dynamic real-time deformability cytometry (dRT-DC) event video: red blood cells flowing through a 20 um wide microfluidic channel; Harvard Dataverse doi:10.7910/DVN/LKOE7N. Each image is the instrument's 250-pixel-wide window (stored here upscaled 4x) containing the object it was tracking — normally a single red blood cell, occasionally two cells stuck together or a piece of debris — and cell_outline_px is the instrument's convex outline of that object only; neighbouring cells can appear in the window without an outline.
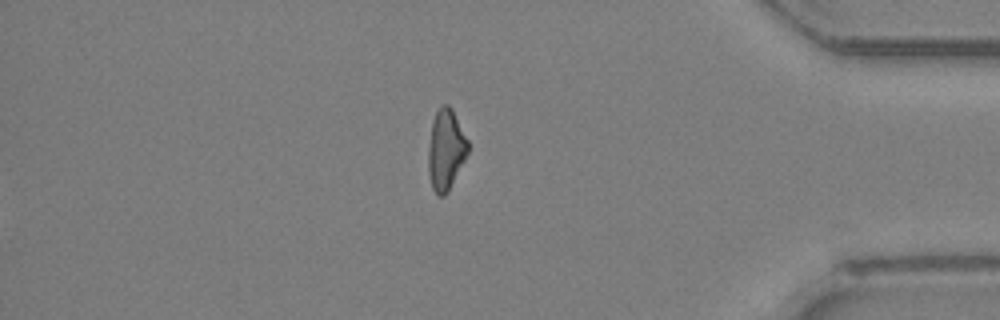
{"species": "Egyptian fruit bat (a non-hibernating species)", "species_latin": "Rousettus aegyptiacus", "temperature_condition": "room temperature", "stored_images_in_passage": 26, "segment_of_instrument_passage": [2, 2], "camera_frame_rate_fps": 3000, "um_per_image_px": 0.085, "animal": {"sex": "female"}, "frame": {"image": 1, "passage_image": 26, "time_ms": 8.333, "image_size_px": [1000, 320], "cell_outline_px": [[468, 152], [448, 192], [444, 196], [440, 196], [432, 188], [428, 172], [428, 148], [432, 120], [440, 104], [448, 104], [452, 108], [468, 140]], "centroid_in_image_um": [37.88, 12.69], "position_along_channel_um": 397.3, "area_um2": 18.67}}